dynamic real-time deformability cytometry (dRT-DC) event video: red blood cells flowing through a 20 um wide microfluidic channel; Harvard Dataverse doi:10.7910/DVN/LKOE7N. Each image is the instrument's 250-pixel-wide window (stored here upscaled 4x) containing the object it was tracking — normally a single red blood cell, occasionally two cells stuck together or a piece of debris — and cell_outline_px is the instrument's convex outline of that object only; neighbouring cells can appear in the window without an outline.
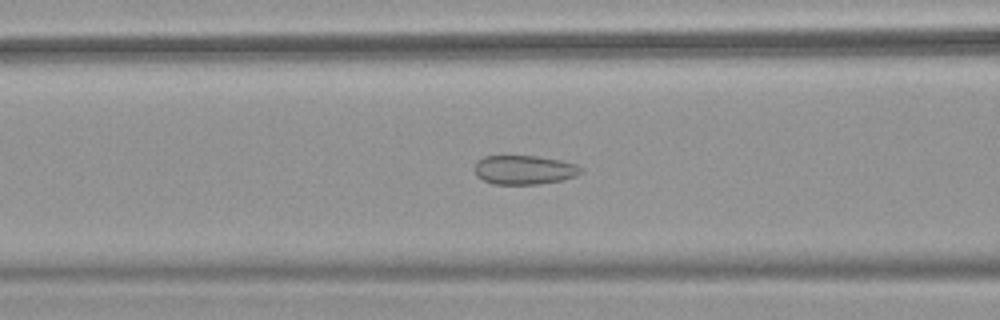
{"species": "common noctule bat (a hibernating species)", "species_latin": "Nyctalus noctula", "temperature_condition": "warm", "stored_images_in_passage": 39, "camera_frame_rate_fps": 3000, "um_per_image_px": 0.085, "animal": {"sex": "female", "body_mass_g": 18.4}, "frame": {"image": 1, "passage_image": 14, "time_ms": 4.333, "image_size_px": [1000, 320], "cell_outline_px": [[584, 172], [576, 176], [564, 180], [540, 184], [492, 184], [476, 176], [476, 164], [484, 156], [536, 156], [560, 160], [576, 164]], "centroid_in_image_um": [44.6, 14.45], "position_along_channel_um": 122.0, "area_um2": 17.98}}
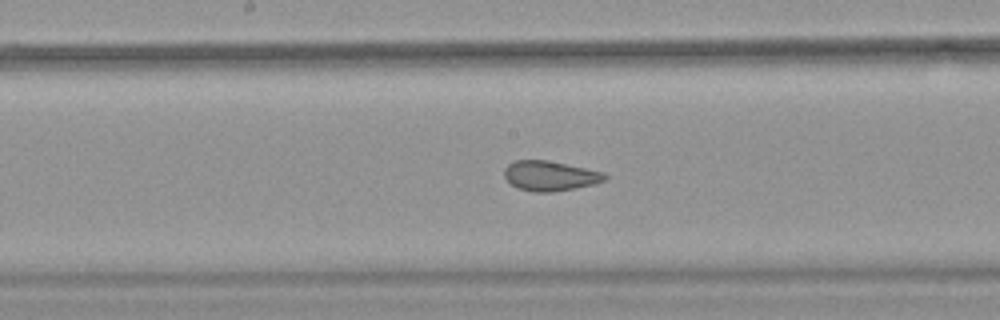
{"frame": {"image": 2, "passage_image": 20, "time_ms": 6.333, "image_size_px": [1000, 320], "cell_outline_px": [[608, 176], [604, 180], [596, 184], [552, 192], [536, 192], [520, 188], [512, 184], [504, 176], [504, 168], [508, 164], [516, 160], [548, 160], [604, 172]], "centroid_in_image_um": [46.77, 14.94], "position_along_channel_um": 201.4, "area_um2": 17.4}}
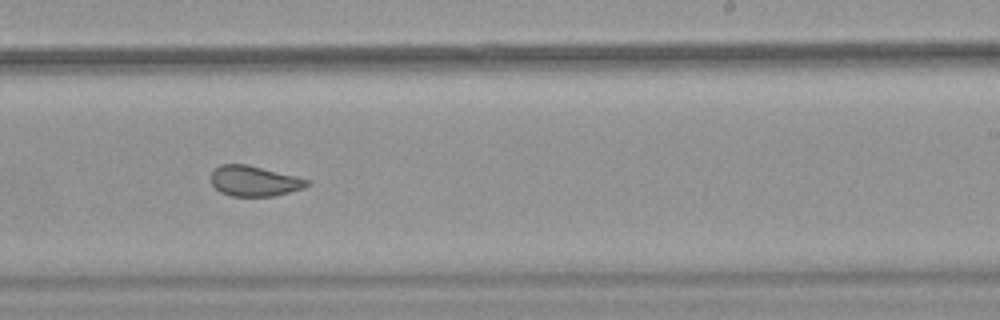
{"frame": {"image": 3, "passage_image": 25, "time_ms": 8.0, "image_size_px": [1000, 320], "cell_outline_px": [[312, 184], [304, 188], [272, 196], [232, 196], [220, 192], [212, 184], [212, 172], [220, 164], [248, 164], [296, 176], [308, 180]], "centroid_in_image_um": [21.63, 15.38], "position_along_channel_um": 267.4, "area_um2": 16.94}}